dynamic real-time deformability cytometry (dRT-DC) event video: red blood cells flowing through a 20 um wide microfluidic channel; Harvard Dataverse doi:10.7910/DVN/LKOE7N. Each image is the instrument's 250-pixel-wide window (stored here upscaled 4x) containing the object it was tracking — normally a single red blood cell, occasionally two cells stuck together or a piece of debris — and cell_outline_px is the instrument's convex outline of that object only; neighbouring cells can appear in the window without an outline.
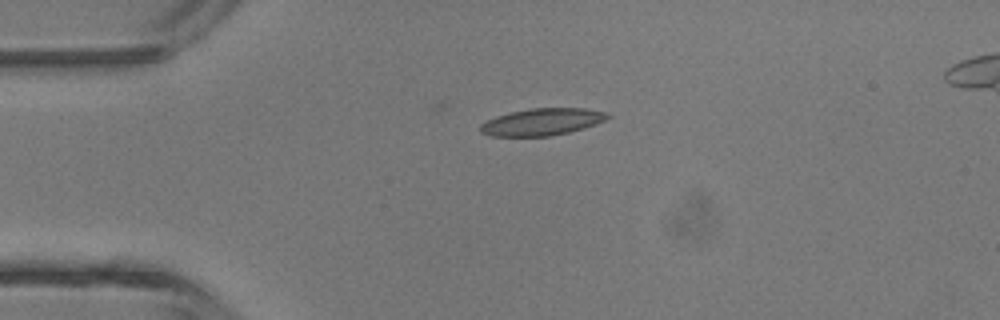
{"species": "common noctule bat (a hibernating species)", "species_latin": "Nyctalus noctula", "temperature_condition": "room temperature", "stored_images_in_passage": 1, "camera_frame_rate_fps": 3000, "um_per_image_px": 0.085, "animal": {"sex": "male", "body_mass_g": 13.3}, "frame": {"image": 1, "passage_image": 1, "time_ms": 0.0, "image_size_px": [1000, 320], "cell_outline_px": [[612, 116], [596, 124], [584, 128], [568, 132], [548, 136], [492, 136], [480, 132], [480, 124], [496, 116], [512, 112], [532, 108], [584, 108], [604, 112]], "centroid_in_image_um": [46.07, 10.36], "position_along_channel_um": 38.9, "area_um2": 19.83}}